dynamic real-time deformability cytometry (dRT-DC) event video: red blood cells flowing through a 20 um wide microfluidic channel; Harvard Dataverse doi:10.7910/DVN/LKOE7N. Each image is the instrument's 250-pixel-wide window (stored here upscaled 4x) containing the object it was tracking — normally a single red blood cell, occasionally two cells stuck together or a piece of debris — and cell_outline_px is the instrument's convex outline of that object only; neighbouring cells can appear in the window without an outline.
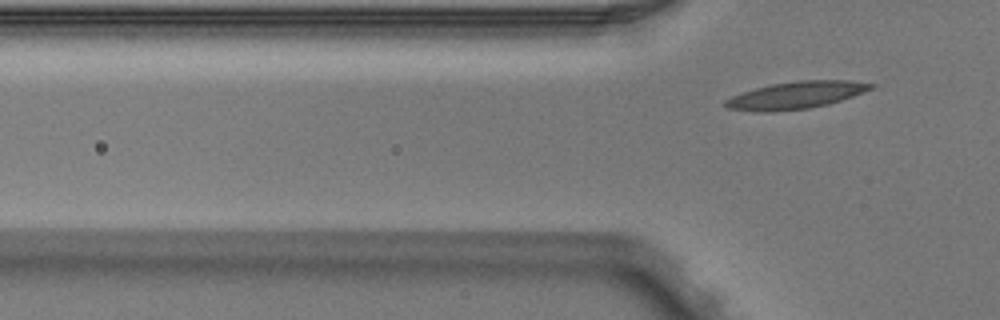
{"species": "Egyptian fruit bat (a non-hibernating species)", "species_latin": "Rousettus aegyptiacus", "temperature_condition": "warm", "stored_images_in_passage": 6, "segment_of_instrument_passage": [2, 2], "camera_frame_rate_fps": 3000, "um_per_image_px": 0.085, "animal": {"sex": "male"}, "frame": {"image": 1, "passage_image": 6, "time_ms": 1.667, "image_size_px": [1000, 320], "cell_outline_px": [[876, 88], [828, 104], [808, 108], [772, 112], [760, 112], [728, 108], [720, 104], [724, 100], [732, 96], [756, 88], [772, 84], [796, 80], [852, 80], [876, 84]], "centroid_in_image_um": [67.67, 8.08], "position_along_channel_um": 58.1, "area_um2": 23.18}}